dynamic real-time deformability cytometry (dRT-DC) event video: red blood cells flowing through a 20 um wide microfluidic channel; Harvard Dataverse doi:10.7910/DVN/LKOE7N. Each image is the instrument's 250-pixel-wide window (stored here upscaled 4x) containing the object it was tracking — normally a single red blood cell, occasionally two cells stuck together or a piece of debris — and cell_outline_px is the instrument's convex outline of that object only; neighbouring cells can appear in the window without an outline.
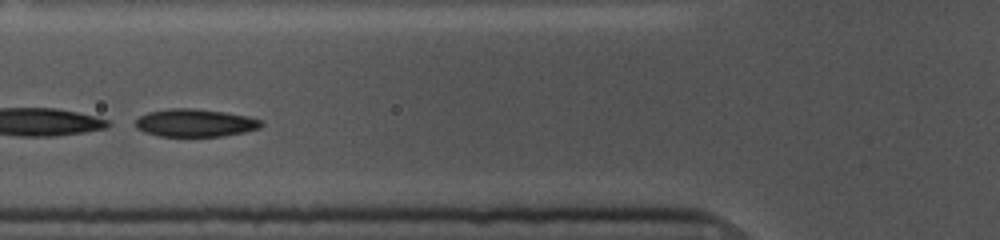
{"species": "common noctule bat (a hibernating species)", "species_latin": "Nyctalus noctula", "temperature_condition": "cold", "stored_images_in_passage": 37, "camera_frame_rate_fps": 3000, "um_per_image_px": 0.085, "animal": {"sex": "female", "body_mass_g": 10.0, "forearm_length_mm": 53.1}, "frame": {"image": 1, "passage_image": 16, "time_ms": 5.0, "image_size_px": [1000, 240], "cell_outline_px": [[264, 124], [260, 128], [244, 132], [224, 136], [160, 136], [144, 132], [136, 128], [136, 120], [140, 116], [148, 112], [172, 108], [192, 108], [224, 112], [248, 116], [264, 120]], "centroid_in_image_um": [16.62, 10.44], "position_along_channel_um": 109.2, "area_um2": 20.4}}
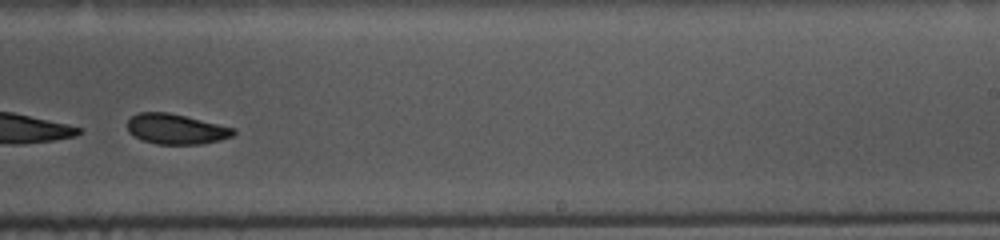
{"frame": {"image": 2, "passage_image": 30, "time_ms": 9.667, "image_size_px": [1000, 240], "cell_outline_px": [[236, 132], [232, 136], [220, 140], [200, 144], [156, 144], [144, 140], [128, 132], [128, 120], [136, 112], [168, 112], [236, 128]], "centroid_in_image_um": [14.97, 10.96], "position_along_channel_um": 274.0, "area_um2": 18.61}}